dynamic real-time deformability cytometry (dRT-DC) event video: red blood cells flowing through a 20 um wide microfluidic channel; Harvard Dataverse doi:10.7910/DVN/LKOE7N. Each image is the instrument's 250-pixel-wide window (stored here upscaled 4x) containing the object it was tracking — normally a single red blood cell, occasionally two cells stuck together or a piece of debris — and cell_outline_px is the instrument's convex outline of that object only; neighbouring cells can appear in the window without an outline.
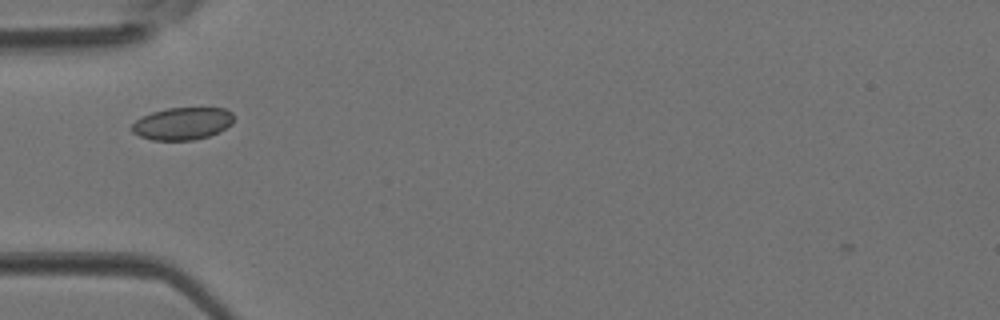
{"species": "Egyptian fruit bat (a non-hibernating species)", "species_latin": "Rousettus aegyptiacus", "temperature_condition": "room temperature", "stored_images_in_passage": 1, "camera_frame_rate_fps": 3000, "um_per_image_px": 0.085, "animal": {"sex": "female"}, "frame": {"image": 1, "passage_image": 1, "time_ms": 0.0, "image_size_px": [1000, 320], "cell_outline_px": [[236, 116], [232, 124], [220, 132], [208, 136], [192, 140], [152, 140], [140, 136], [132, 132], [128, 128], [140, 116], [152, 112], [168, 108], [224, 108], [232, 112]], "centroid_in_image_um": [15.51, 10.5], "position_along_channel_um": 69.5, "area_um2": 19.54}}